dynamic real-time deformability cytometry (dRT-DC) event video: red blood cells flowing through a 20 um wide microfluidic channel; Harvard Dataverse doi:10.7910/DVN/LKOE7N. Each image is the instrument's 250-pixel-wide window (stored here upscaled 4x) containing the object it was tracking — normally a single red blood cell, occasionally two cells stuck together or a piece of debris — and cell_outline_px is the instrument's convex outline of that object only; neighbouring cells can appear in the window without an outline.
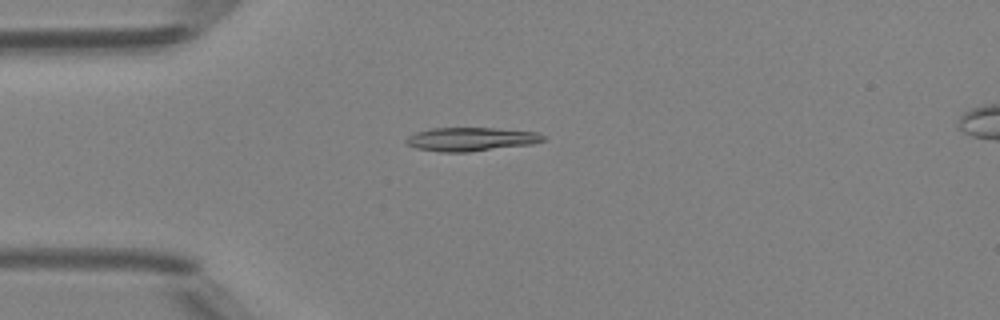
{"species": "Egyptian fruit bat (a non-hibernating species)", "species_latin": "Rousettus aegyptiacus", "temperature_condition": "room temperature", "stored_images_in_passage": 49, "camera_frame_rate_fps": 3000, "um_per_image_px": 0.085, "animal": {"sex": "female"}, "frame": {"image": 1, "passage_image": 13, "time_ms": 4.0, "image_size_px": [1000, 320], "cell_outline_px": [[544, 140], [532, 144], [468, 152], [440, 152], [416, 148], [408, 144], [404, 140], [408, 136], [416, 132], [432, 128], [492, 128], [536, 132], [544, 136]], "centroid_in_image_um": [40.0, 11.83], "position_along_channel_um": 45.0, "area_um2": 18.73}}
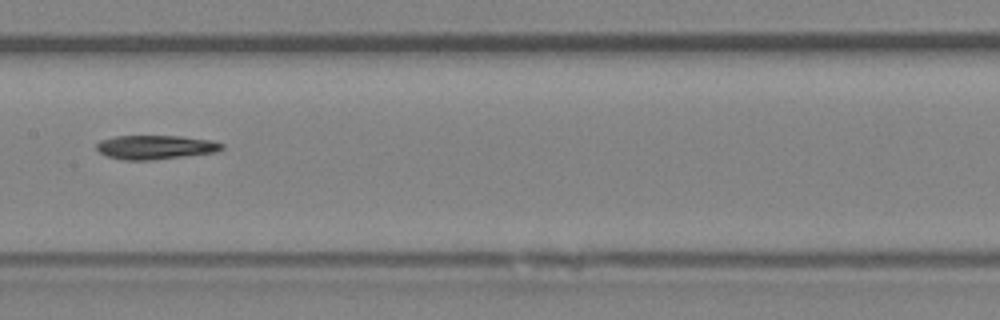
{"frame": {"image": 2, "passage_image": 25, "time_ms": 8.0, "image_size_px": [1000, 320], "cell_outline_px": [[224, 148], [216, 152], [152, 160], [124, 160], [108, 156], [100, 152], [96, 148], [96, 144], [100, 140], [116, 136], [180, 136], [212, 140], [224, 144]], "centroid_in_image_um": [13.23, 12.51], "position_along_channel_um": 194.2, "area_um2": 17.51}}
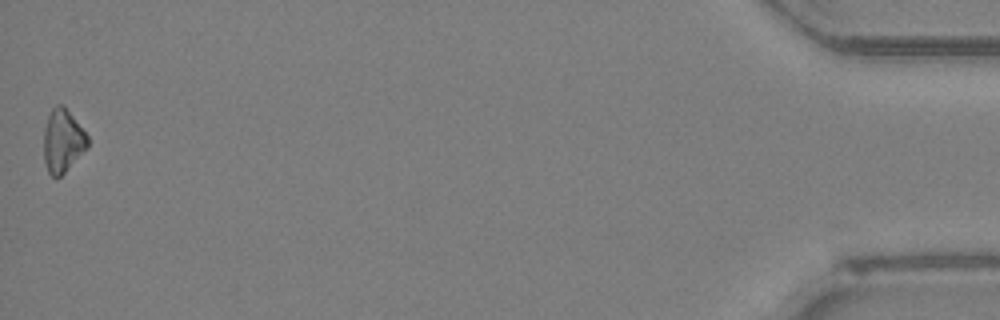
{"frame": {"image": 3, "passage_image": 49, "time_ms": 16.0, "image_size_px": [1000, 320], "cell_outline_px": [[88, 148], [56, 180], [48, 172], [44, 160], [44, 128], [48, 116], [52, 108], [56, 104], [64, 104], [88, 136]], "centroid_in_image_um": [5.33, 11.96], "position_along_channel_um": 429.9, "area_um2": 16.24}}